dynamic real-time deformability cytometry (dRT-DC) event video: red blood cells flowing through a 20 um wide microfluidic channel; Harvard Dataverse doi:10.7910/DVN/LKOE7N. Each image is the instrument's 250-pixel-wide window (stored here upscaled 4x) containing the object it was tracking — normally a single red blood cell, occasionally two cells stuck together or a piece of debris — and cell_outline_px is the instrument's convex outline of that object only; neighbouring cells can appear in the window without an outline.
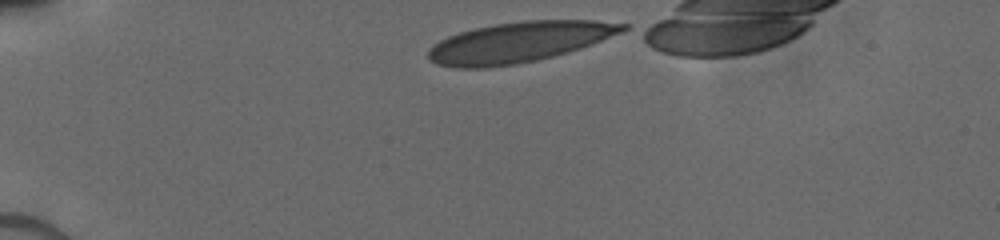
{"species": "human", "species_latin": "Homo sapiens", "temperature_condition": "cold", "stored_images_in_passage": 7, "camera_frame_rate_fps": 3000, "um_per_image_px": 0.085, "donor": {"sex": "male"}, "frame": {"image": 1, "passage_image": 1, "time_ms": 0.0, "image_size_px": [1000, 240], "cell_outline_px": [[628, 28], [620, 32], [600, 40], [552, 56], [536, 60], [516, 64], [488, 68], [456, 68], [436, 64], [428, 60], [428, 48], [440, 40], [448, 36], [460, 32], [476, 28], [496, 24], [524, 20], [592, 20], [628, 24]], "centroid_in_image_um": [44.03, 3.59], "position_along_channel_um": 41.0, "area_um2": 45.26}}
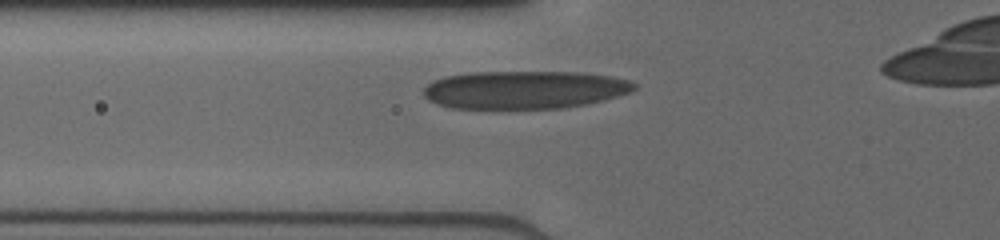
{"frame": {"image": 2, "passage_image": 5, "time_ms": 2.333, "image_size_px": [1000, 240], "cell_outline_px": [[636, 88], [628, 92], [616, 96], [584, 104], [560, 108], [452, 108], [428, 100], [424, 96], [424, 88], [432, 80], [444, 76], [468, 72], [580, 72], [612, 76], [628, 80], [636, 84]], "centroid_in_image_um": [44.53, 7.61], "position_along_channel_um": 81.3, "area_um2": 46.41}}
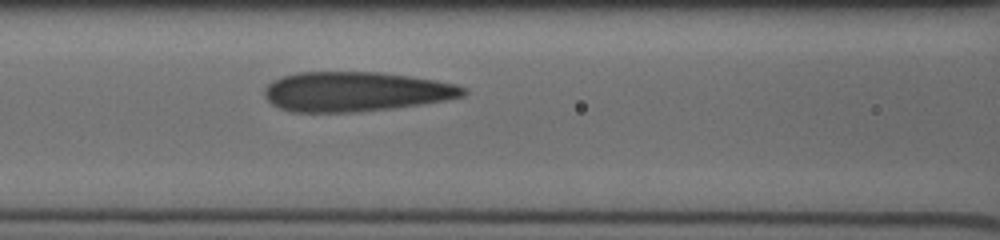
{"frame": {"image": 3, "passage_image": 7, "time_ms": 3.667, "image_size_px": [1000, 240], "cell_outline_px": [[468, 92], [464, 96], [448, 100], [396, 108], [356, 112], [292, 112], [280, 108], [272, 104], [264, 96], [264, 88], [272, 80], [296, 72], [380, 72], [436, 80], [456, 84], [468, 88]], "centroid_in_image_um": [30.26, 7.79], "position_along_channel_um": 136.3, "area_um2": 46.36}}